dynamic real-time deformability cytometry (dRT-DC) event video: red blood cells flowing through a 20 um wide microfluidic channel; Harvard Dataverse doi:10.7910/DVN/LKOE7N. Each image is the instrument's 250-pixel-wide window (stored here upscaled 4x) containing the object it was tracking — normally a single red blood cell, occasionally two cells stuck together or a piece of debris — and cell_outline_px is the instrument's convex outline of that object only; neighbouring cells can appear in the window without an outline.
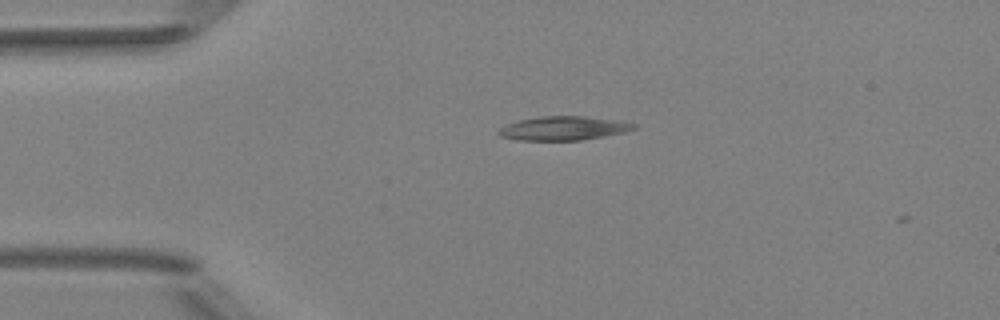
{"species": "Egyptian fruit bat (a non-hibernating species)", "species_latin": "Rousettus aegyptiacus", "temperature_condition": "room temperature", "stored_images_in_passage": 2, "camera_frame_rate_fps": 3000, "um_per_image_px": 0.085, "animal": {"sex": "female"}, "frame": {"image": 1, "passage_image": 1, "time_ms": 0.0, "image_size_px": [1000, 320], "cell_outline_px": [[636, 128], [624, 132], [580, 140], [516, 140], [500, 136], [496, 132], [500, 128], [508, 124], [520, 120], [540, 116], [584, 116], [624, 120], [636, 124]], "centroid_in_image_um": [47.92, 10.89], "position_along_channel_um": 37.1, "area_um2": 18.84}}